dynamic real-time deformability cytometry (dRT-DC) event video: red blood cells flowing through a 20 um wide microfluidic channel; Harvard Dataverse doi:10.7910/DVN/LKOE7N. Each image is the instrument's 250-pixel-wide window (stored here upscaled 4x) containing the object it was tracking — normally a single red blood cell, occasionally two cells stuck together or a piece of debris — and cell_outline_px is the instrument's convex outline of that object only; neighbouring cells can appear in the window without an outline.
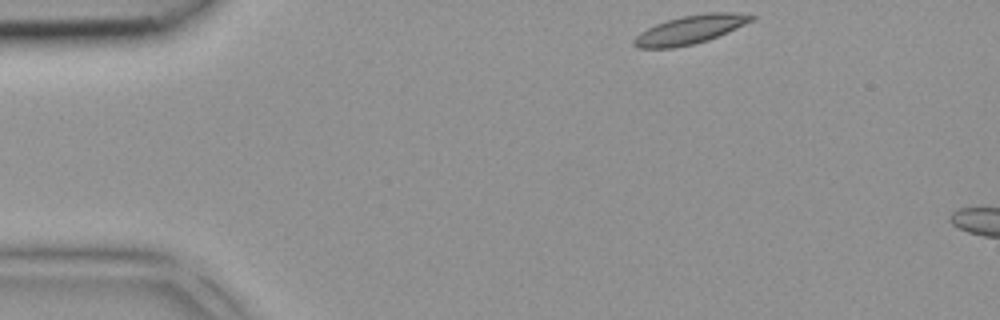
{"species": "common noctule bat (a hibernating species)", "species_latin": "Nyctalus noctula", "temperature_condition": "room temperature", "stored_images_in_passage": 3, "camera_frame_rate_fps": 3000, "um_per_image_px": 0.085, "animal": {"sex": "female", "body_mass_g": 18.4}, "frame": {"image": 1, "passage_image": 3, "time_ms": 0.667, "image_size_px": [1000, 320], "cell_outline_px": [[756, 20], [728, 32], [708, 40], [676, 48], [640, 48], [632, 44], [632, 40], [640, 32], [656, 24], [680, 16], [708, 12], [732, 12], [756, 16]], "centroid_in_image_um": [58.69, 2.51], "position_along_channel_um": 26.3, "area_um2": 19.65}}